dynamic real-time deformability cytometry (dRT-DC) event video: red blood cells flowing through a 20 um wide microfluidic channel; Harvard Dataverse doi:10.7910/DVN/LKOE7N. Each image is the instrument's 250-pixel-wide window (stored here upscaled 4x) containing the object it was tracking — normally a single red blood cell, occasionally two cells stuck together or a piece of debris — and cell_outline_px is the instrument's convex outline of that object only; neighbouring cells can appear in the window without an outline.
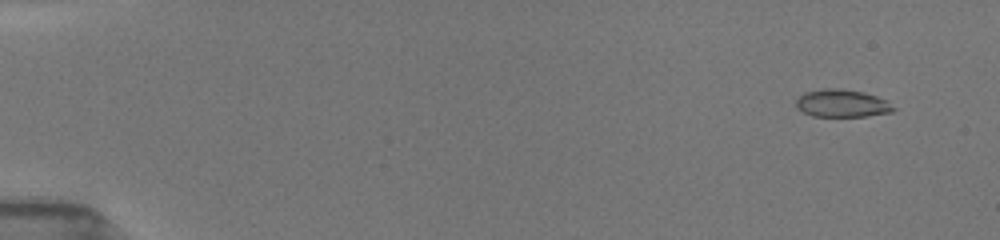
{"species": "common noctule bat (a hibernating species)", "species_latin": "Nyctalus noctula", "temperature_condition": "room temperature", "stored_images_in_passage": 53, "camera_frame_rate_fps": 3000, "um_per_image_px": 0.085, "animal": {"sex": "female", "body_mass_g": 19.5, "forearm_length_mm": 54.1}, "frame": {"image": 1, "passage_image": 4, "time_ms": 1.0, "image_size_px": [1000, 240], "cell_outline_px": [[896, 108], [892, 112], [864, 116], [812, 116], [796, 108], [796, 100], [804, 92], [824, 88], [840, 88], [864, 92], [876, 96], [884, 100]], "centroid_in_image_um": [71.54, 8.77], "position_along_channel_um": 13.5, "area_um2": 15.61}}
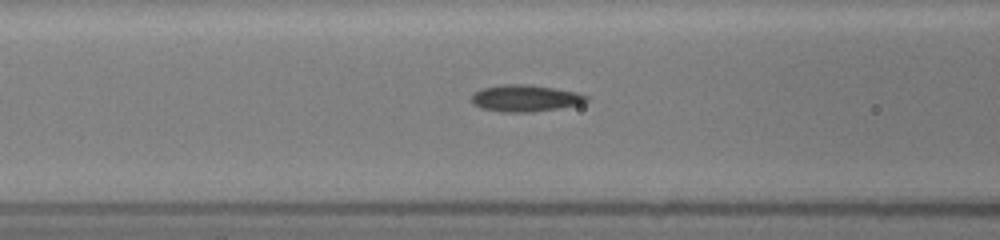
{"frame": {"image": 2, "passage_image": 23, "time_ms": 7.333, "image_size_px": [1000, 240], "cell_outline_px": [[588, 100], [580, 104], [560, 108], [532, 112], [500, 112], [480, 108], [472, 104], [472, 92], [484, 88], [504, 84], [528, 84], [576, 92], [588, 96]], "centroid_in_image_um": [44.61, 8.36], "position_along_channel_um": 122.0, "area_um2": 17.92}}
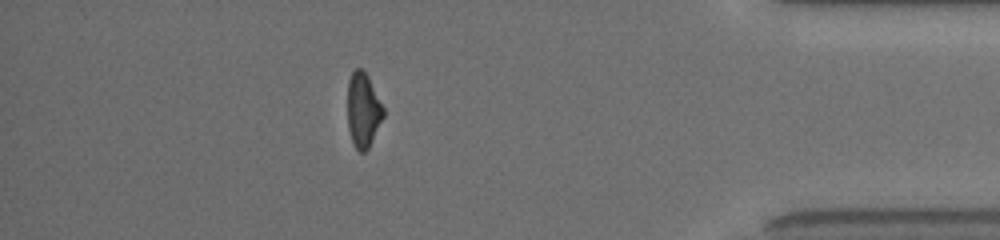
{"frame": {"image": 3, "passage_image": 47, "time_ms": 15.333, "image_size_px": [1000, 240], "cell_outline_px": [[384, 116], [368, 148], [364, 152], [360, 152], [356, 148], [352, 140], [348, 128], [348, 80], [352, 72], [356, 68], [360, 68], [368, 76], [384, 108]], "centroid_in_image_um": [30.87, 9.34], "position_along_channel_um": 404.3, "area_um2": 15.37}, "authors_computed_cell_mechanics": {"area_um2": 16.5308, "velocity_mm_per_s": 3.9796, "shape_relaxation_time_tau1_ms": 8.9475, "shape_relaxation_time_tau2_ms": 3.8732, "deformation_change_tau1": 0.2354, "deformation_change_tau2": 0.1063}}